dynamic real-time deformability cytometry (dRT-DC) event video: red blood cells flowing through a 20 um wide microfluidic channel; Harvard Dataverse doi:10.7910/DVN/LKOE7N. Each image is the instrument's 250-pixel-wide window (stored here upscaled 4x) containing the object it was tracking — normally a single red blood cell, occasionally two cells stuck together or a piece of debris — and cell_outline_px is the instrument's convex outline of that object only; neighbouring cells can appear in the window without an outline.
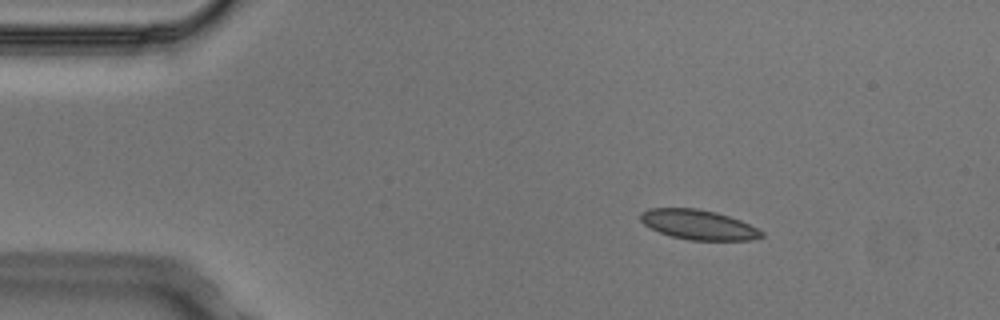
{"species": "Egyptian fruit bat (a non-hibernating species)", "species_latin": "Rousettus aegyptiacus", "temperature_condition": "cold", "stored_images_in_passage": 5, "segment_of_instrument_passage": [1, 2], "camera_frame_rate_fps": 3000, "um_per_image_px": 0.085, "animal": {"sex": "male"}, "frame": {"image": 1, "passage_image": 2, "time_ms": 0.333, "image_size_px": [1000, 320], "cell_outline_px": [[764, 236], [752, 240], [688, 240], [672, 236], [660, 232], [644, 224], [640, 220], [640, 212], [648, 208], [696, 208], [716, 212], [740, 220], [764, 232]], "centroid_in_image_um": [59.35, 19.09], "position_along_channel_um": 25.6, "area_um2": 20.92}}
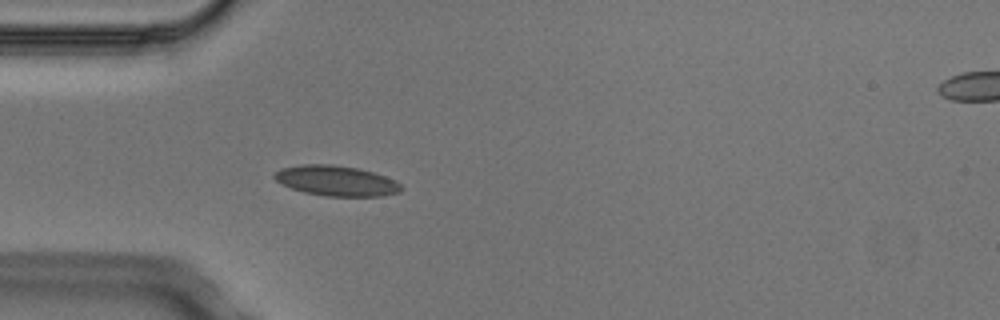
{"frame": {"image": 2, "passage_image": 4, "time_ms": 1.0, "image_size_px": [1000, 320], "cell_outline_px": [[404, 188], [400, 192], [384, 196], [324, 196], [304, 192], [292, 188], [276, 180], [272, 176], [280, 168], [300, 164], [332, 164], [360, 168], [396, 180]], "centroid_in_image_um": [28.61, 15.36], "position_along_channel_um": 56.4, "area_um2": 22.48}}